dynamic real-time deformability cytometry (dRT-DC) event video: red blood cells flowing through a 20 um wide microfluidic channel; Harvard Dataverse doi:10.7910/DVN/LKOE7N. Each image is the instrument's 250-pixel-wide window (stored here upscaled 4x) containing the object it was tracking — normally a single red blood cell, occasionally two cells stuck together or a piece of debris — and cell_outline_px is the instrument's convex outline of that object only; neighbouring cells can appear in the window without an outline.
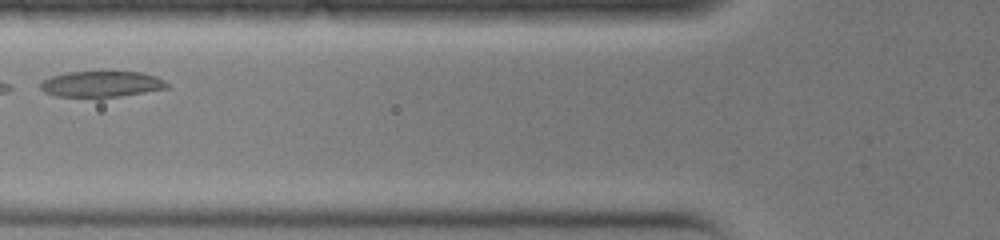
{"species": "common noctule bat (a hibernating species)", "species_latin": "Nyctalus noctula", "temperature_condition": "warm", "stored_images_in_passage": 19, "camera_frame_rate_fps": 3000, "um_per_image_px": 0.085, "animal": {"sex": "female", "body_mass_g": 19.0, "forearm_length_mm": 51.5}, "frame": {"image": 1, "passage_image": 4, "time_ms": 1.0, "image_size_px": [1000, 240], "cell_outline_px": [[168, 88], [120, 96], [56, 96], [44, 92], [40, 88], [40, 84], [44, 80], [52, 76], [68, 72], [140, 72], [156, 76], [164, 80], [168, 84]], "centroid_in_image_um": [8.63, 7.13], "position_along_channel_um": 117.2, "area_um2": 18.73}}
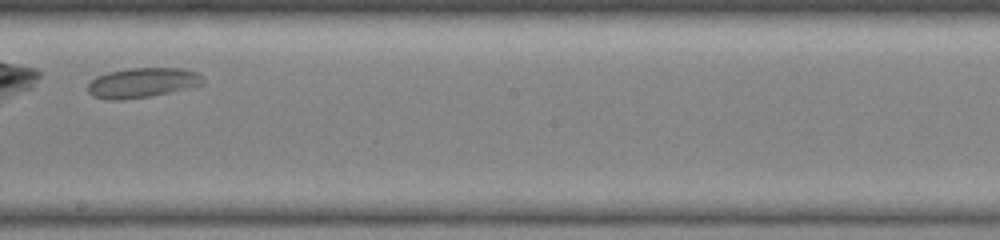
{"frame": {"image": 2, "passage_image": 11, "time_ms": 3.333, "image_size_px": [1000, 240], "cell_outline_px": [[204, 84], [188, 88], [152, 96], [120, 100], [108, 100], [92, 96], [88, 92], [88, 84], [96, 76], [108, 72], [128, 68], [180, 68], [196, 72], [204, 80]], "centroid_in_image_um": [12.07, 7.04], "position_along_channel_um": 236.1, "area_um2": 20.06}}
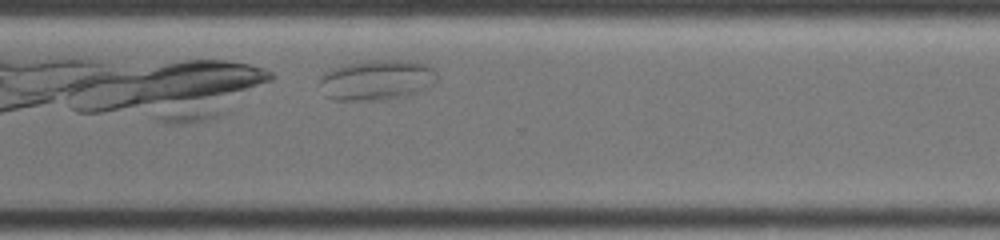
{"frame": {"image": 3, "passage_image": 17, "time_ms": 5.333, "image_size_px": [1000, 240], "cell_outline_px": [[436, 84], [416, 92], [404, 96], [376, 100], [332, 100], [324, 96], [320, 84], [320, 76], [332, 68], [344, 64], [368, 60], [408, 60], [428, 64], [432, 68], [436, 80]], "centroid_in_image_um": [31.99, 6.79], "position_along_channel_um": 338.6, "area_um2": 27.69}}